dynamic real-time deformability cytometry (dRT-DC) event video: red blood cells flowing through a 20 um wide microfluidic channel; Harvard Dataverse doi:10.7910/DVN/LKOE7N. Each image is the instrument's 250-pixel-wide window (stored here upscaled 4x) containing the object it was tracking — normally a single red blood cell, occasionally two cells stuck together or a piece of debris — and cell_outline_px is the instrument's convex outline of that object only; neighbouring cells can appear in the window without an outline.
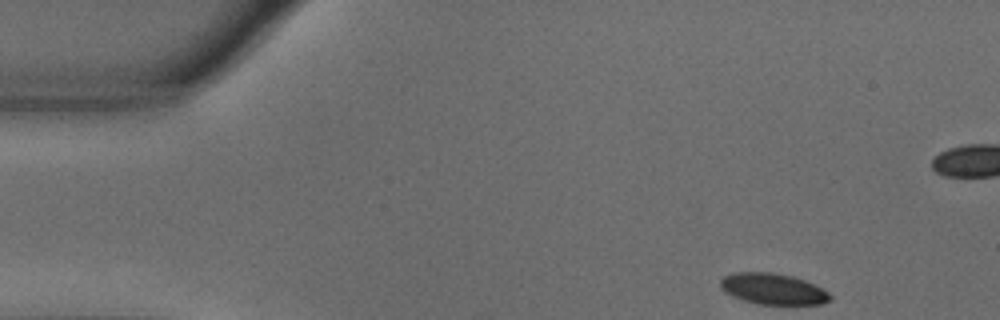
{"species": "common noctule bat (a hibernating species)", "species_latin": "Nyctalus noctula", "temperature_condition": "warm", "stored_images_in_passage": 51, "camera_frame_rate_fps": 3000, "um_per_image_px": 0.085, "animal": {"sex": "male", "body_mass_g": 18.8}, "frame": {"image": 1, "passage_image": 1, "time_ms": 0.0, "image_size_px": [1000, 320], "cell_outline_px": [[832, 300], [824, 304], [760, 304], [744, 300], [732, 296], [724, 292], [720, 288], [720, 280], [724, 276], [736, 272], [772, 272], [792, 276], [804, 280], [828, 292], [832, 296]], "centroid_in_image_um": [65.69, 24.56], "position_along_channel_um": 19.3, "area_um2": 19.83}}
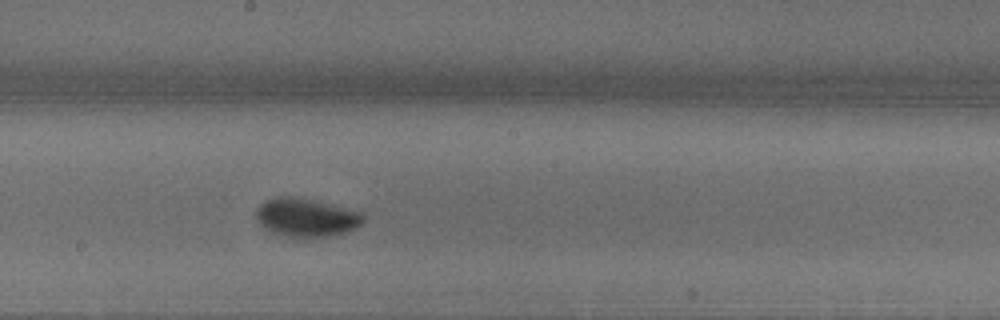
{"frame": {"image": 2, "passage_image": 25, "time_ms": 8.0, "image_size_px": [1000, 320], "cell_outline_px": [[364, 220], [356, 228], [348, 232], [328, 236], [288, 236], [272, 232], [264, 228], [260, 224], [256, 216], [256, 208], [260, 204], [268, 200], [280, 196], [300, 196], [364, 212]], "centroid_in_image_um": [26.06, 18.46], "position_along_channel_um": 222.1, "area_um2": 24.04}}
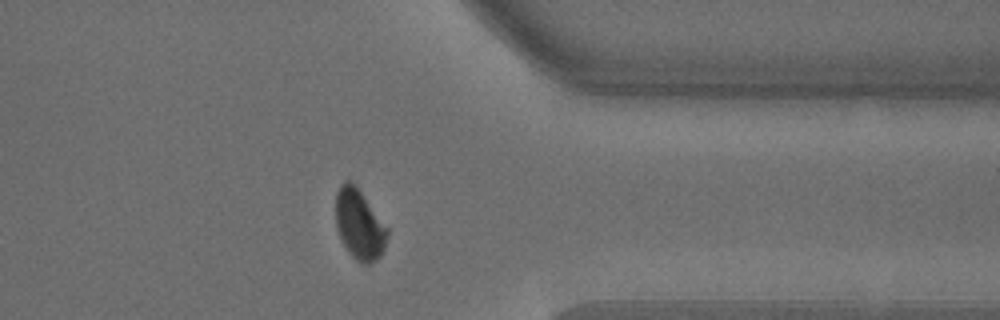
{"frame": {"image": 3, "passage_image": 39, "time_ms": 12.667, "image_size_px": [1000, 320], "cell_outline_px": [[388, 236], [384, 248], [380, 256], [376, 260], [368, 264], [364, 264], [356, 260], [352, 256], [344, 244], [340, 236], [336, 224], [336, 192], [340, 184], [344, 180], [352, 180], [388, 228]], "centroid_in_image_um": [30.54, 19.05], "position_along_channel_um": 380.9, "area_um2": 20.98}, "authors_computed_cell_mechanics": {"area_um2": 21.7328, "velocity_mm_per_s": 3.6135, "shape_relaxation_time_tau1_ms": 3.1145, "shape_relaxation_time_tau2_ms": null, "deformation_change_tau1": 0.1498, "deformation_change_tau2": null}}